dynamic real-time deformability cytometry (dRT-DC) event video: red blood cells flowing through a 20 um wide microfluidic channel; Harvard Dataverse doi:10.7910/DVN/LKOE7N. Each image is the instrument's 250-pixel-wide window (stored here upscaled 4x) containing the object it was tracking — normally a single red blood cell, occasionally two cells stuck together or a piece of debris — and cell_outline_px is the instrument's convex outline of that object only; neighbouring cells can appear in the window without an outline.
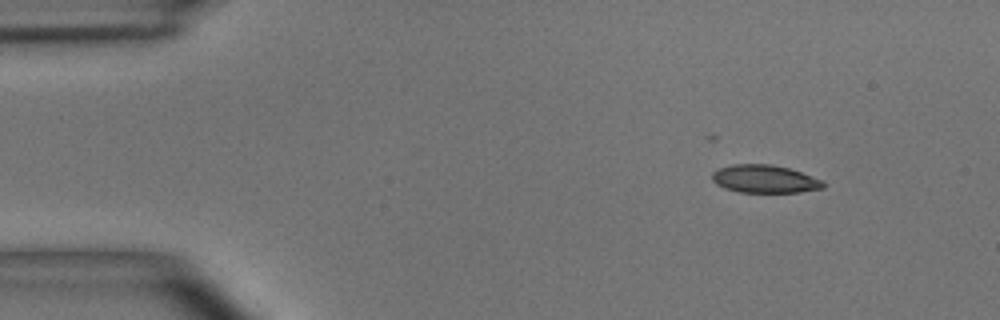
{"species": "common noctule bat (a hibernating species)", "species_latin": "Nyctalus noctula", "temperature_condition": "room temperature", "stored_images_in_passage": 3, "camera_frame_rate_fps": 3000, "um_per_image_px": 0.085, "animal": {"sex": "male", "body_mass_g": 15.6}, "frame": {"image": 1, "passage_image": 1, "time_ms": 0.0, "image_size_px": [1000, 320], "cell_outline_px": [[824, 188], [800, 192], [740, 192], [724, 188], [716, 184], [712, 180], [712, 172], [720, 168], [732, 164], [772, 164], [788, 168], [824, 180]], "centroid_in_image_um": [64.99, 15.21], "position_along_channel_um": 20.0, "area_um2": 18.09}}